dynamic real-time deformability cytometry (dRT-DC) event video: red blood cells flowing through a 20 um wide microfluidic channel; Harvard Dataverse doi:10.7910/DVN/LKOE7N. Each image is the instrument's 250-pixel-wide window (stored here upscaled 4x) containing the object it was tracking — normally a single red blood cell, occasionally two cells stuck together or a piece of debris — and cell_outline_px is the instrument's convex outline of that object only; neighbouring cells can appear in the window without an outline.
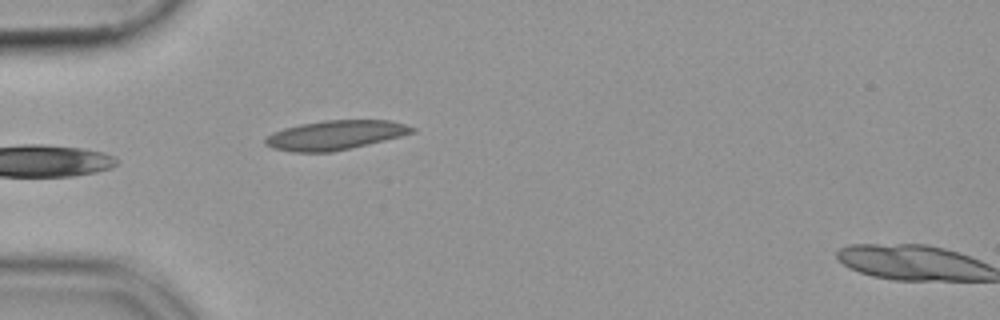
{"species": "common noctule bat (a hibernating species)", "species_latin": "Nyctalus noctula", "temperature_condition": "cold", "stored_images_in_passage": 35, "camera_frame_rate_fps": 3000, "um_per_image_px": 0.085, "animal": {"sex": "female", "body_mass_g": 19.9}, "frame": {"image": 1, "passage_image": 1, "time_ms": 0.0, "image_size_px": [1000, 320], "cell_outline_px": [[416, 132], [368, 144], [332, 152], [292, 152], [272, 148], [264, 144], [264, 140], [272, 132], [284, 128], [300, 124], [324, 120], [392, 120], [416, 128]], "centroid_in_image_um": [28.48, 11.48], "position_along_channel_um": 56.5, "area_um2": 25.09}}
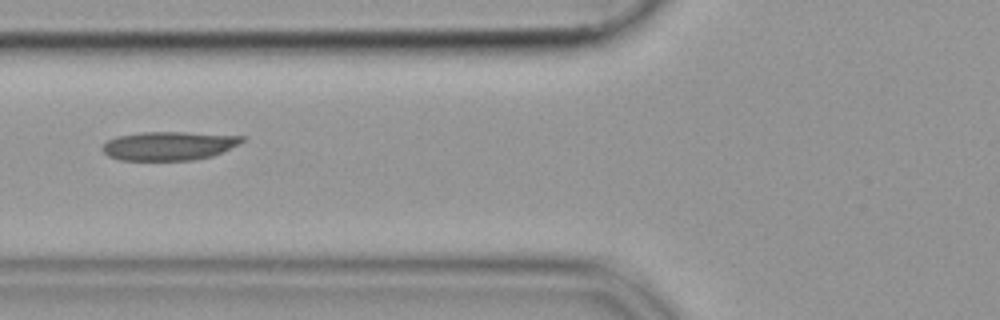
{"frame": {"image": 2, "passage_image": 6, "time_ms": 1.667, "image_size_px": [1000, 320], "cell_outline_px": [[248, 140], [240, 144], [212, 156], [196, 160], [120, 160], [108, 156], [100, 148], [108, 140], [116, 136], [144, 132], [184, 132], [248, 136]], "centroid_in_image_um": [14.41, 12.39], "position_along_channel_um": 111.4, "area_um2": 23.64}}